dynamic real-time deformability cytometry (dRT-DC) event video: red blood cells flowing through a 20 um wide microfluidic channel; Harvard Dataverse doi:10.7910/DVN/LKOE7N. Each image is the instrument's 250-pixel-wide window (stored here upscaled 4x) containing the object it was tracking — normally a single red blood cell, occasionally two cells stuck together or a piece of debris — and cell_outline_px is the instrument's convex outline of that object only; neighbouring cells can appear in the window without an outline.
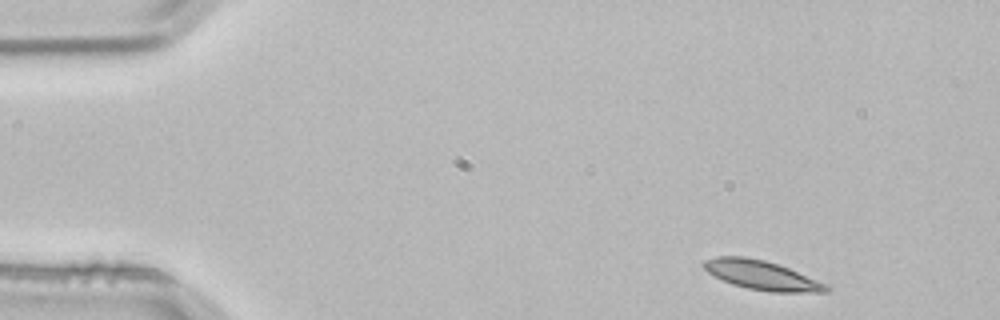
{"species": "common noctule bat (a hibernating species)", "species_latin": "Nyctalus noctula", "temperature_condition": "room temperature", "stored_images_in_passage": 4, "segment_of_instrument_passage": [1, 2], "camera_frame_rate_fps": 3000, "um_per_image_px": 0.085, "animal": {"sex": "male", "body_mass_g": 21.5, "forearm_length_mm": 52.0}, "frame": {"image": 1, "passage_image": 1, "time_ms": 0.0, "image_size_px": [1000, 320], "cell_outline_px": [[832, 288], [828, 292], [772, 292], [748, 288], [732, 284], [708, 272], [704, 268], [704, 260], [716, 256], [744, 256], [764, 260], [788, 268], [828, 284]], "centroid_in_image_um": [64.79, 23.39], "position_along_channel_um": 20.2, "area_um2": 20.63}}